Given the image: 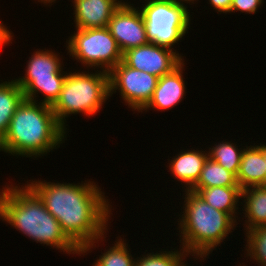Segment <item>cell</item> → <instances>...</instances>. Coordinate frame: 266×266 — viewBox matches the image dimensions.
Instances as JSON below:
<instances>
[{"mask_svg": "<svg viewBox=\"0 0 266 266\" xmlns=\"http://www.w3.org/2000/svg\"><path fill=\"white\" fill-rule=\"evenodd\" d=\"M27 185L58 220L62 231L80 253H86L104 238L111 208L98 185L90 181L76 185L41 180H32Z\"/></svg>", "mask_w": 266, "mask_h": 266, "instance_id": "6da1fadb", "label": "cell"}, {"mask_svg": "<svg viewBox=\"0 0 266 266\" xmlns=\"http://www.w3.org/2000/svg\"><path fill=\"white\" fill-rule=\"evenodd\" d=\"M0 219L30 239L53 246L68 254H81L80 249L62 231L39 196L28 186H8L0 192Z\"/></svg>", "mask_w": 266, "mask_h": 266, "instance_id": "7a4b0ae2", "label": "cell"}, {"mask_svg": "<svg viewBox=\"0 0 266 266\" xmlns=\"http://www.w3.org/2000/svg\"><path fill=\"white\" fill-rule=\"evenodd\" d=\"M66 129L51 106L24 99L14 112L0 151L13 156H43L64 141Z\"/></svg>", "mask_w": 266, "mask_h": 266, "instance_id": "3957f363", "label": "cell"}, {"mask_svg": "<svg viewBox=\"0 0 266 266\" xmlns=\"http://www.w3.org/2000/svg\"><path fill=\"white\" fill-rule=\"evenodd\" d=\"M184 210L178 222L182 248L192 256H209L234 230L235 219L228 213L216 210L195 192L185 191ZM195 254V255H194Z\"/></svg>", "mask_w": 266, "mask_h": 266, "instance_id": "277c9868", "label": "cell"}, {"mask_svg": "<svg viewBox=\"0 0 266 266\" xmlns=\"http://www.w3.org/2000/svg\"><path fill=\"white\" fill-rule=\"evenodd\" d=\"M97 71L99 73H66L60 95L51 106L57 121L65 129L66 117L70 114L95 115L109 98V73Z\"/></svg>", "mask_w": 266, "mask_h": 266, "instance_id": "5b68a950", "label": "cell"}, {"mask_svg": "<svg viewBox=\"0 0 266 266\" xmlns=\"http://www.w3.org/2000/svg\"><path fill=\"white\" fill-rule=\"evenodd\" d=\"M187 6L171 0H148L140 8L150 43L169 48L188 31L190 14ZM142 9V10H141Z\"/></svg>", "mask_w": 266, "mask_h": 266, "instance_id": "8992f818", "label": "cell"}, {"mask_svg": "<svg viewBox=\"0 0 266 266\" xmlns=\"http://www.w3.org/2000/svg\"><path fill=\"white\" fill-rule=\"evenodd\" d=\"M61 60L55 52L50 50L36 51L27 63L26 74L16 79L26 100L37 102V92L45 97L42 104L52 106L62 90L66 74L61 66Z\"/></svg>", "mask_w": 266, "mask_h": 266, "instance_id": "52a82bcc", "label": "cell"}, {"mask_svg": "<svg viewBox=\"0 0 266 266\" xmlns=\"http://www.w3.org/2000/svg\"><path fill=\"white\" fill-rule=\"evenodd\" d=\"M69 38L68 53L87 67H100L109 73L123 59V53L108 27L76 29Z\"/></svg>", "mask_w": 266, "mask_h": 266, "instance_id": "ba28073f", "label": "cell"}, {"mask_svg": "<svg viewBox=\"0 0 266 266\" xmlns=\"http://www.w3.org/2000/svg\"><path fill=\"white\" fill-rule=\"evenodd\" d=\"M157 81L158 77L131 68L121 61L109 72L110 96L118 89L129 107L143 112L153 97Z\"/></svg>", "mask_w": 266, "mask_h": 266, "instance_id": "9c48e42d", "label": "cell"}, {"mask_svg": "<svg viewBox=\"0 0 266 266\" xmlns=\"http://www.w3.org/2000/svg\"><path fill=\"white\" fill-rule=\"evenodd\" d=\"M174 51L149 42L124 52L122 61L131 68L160 78L171 73L184 61L182 56Z\"/></svg>", "mask_w": 266, "mask_h": 266, "instance_id": "30bf717a", "label": "cell"}, {"mask_svg": "<svg viewBox=\"0 0 266 266\" xmlns=\"http://www.w3.org/2000/svg\"><path fill=\"white\" fill-rule=\"evenodd\" d=\"M108 29L122 53L149 43L140 10L126 2L112 15Z\"/></svg>", "mask_w": 266, "mask_h": 266, "instance_id": "8fae6325", "label": "cell"}, {"mask_svg": "<svg viewBox=\"0 0 266 266\" xmlns=\"http://www.w3.org/2000/svg\"><path fill=\"white\" fill-rule=\"evenodd\" d=\"M73 3L76 29L108 27L112 15L124 4L122 0H74Z\"/></svg>", "mask_w": 266, "mask_h": 266, "instance_id": "7c38bea8", "label": "cell"}, {"mask_svg": "<svg viewBox=\"0 0 266 266\" xmlns=\"http://www.w3.org/2000/svg\"><path fill=\"white\" fill-rule=\"evenodd\" d=\"M184 62L176 67L171 73L158 78L152 99L143 109L168 110L176 106L185 95V83L182 75Z\"/></svg>", "mask_w": 266, "mask_h": 266, "instance_id": "4fadbf2b", "label": "cell"}, {"mask_svg": "<svg viewBox=\"0 0 266 266\" xmlns=\"http://www.w3.org/2000/svg\"><path fill=\"white\" fill-rule=\"evenodd\" d=\"M265 171L264 144L246 146L236 175L239 187L265 186Z\"/></svg>", "mask_w": 266, "mask_h": 266, "instance_id": "5bb4252c", "label": "cell"}, {"mask_svg": "<svg viewBox=\"0 0 266 266\" xmlns=\"http://www.w3.org/2000/svg\"><path fill=\"white\" fill-rule=\"evenodd\" d=\"M208 157V152L195 149L180 152L170 161L169 171L176 177L175 179L186 183V191L190 190L197 183Z\"/></svg>", "mask_w": 266, "mask_h": 266, "instance_id": "9a60e30c", "label": "cell"}, {"mask_svg": "<svg viewBox=\"0 0 266 266\" xmlns=\"http://www.w3.org/2000/svg\"><path fill=\"white\" fill-rule=\"evenodd\" d=\"M190 191L195 192L216 210L228 213L236 221L235 215L238 214L236 210L239 209L238 202L242 196V189L239 186H215L202 189H190Z\"/></svg>", "mask_w": 266, "mask_h": 266, "instance_id": "2e32d148", "label": "cell"}, {"mask_svg": "<svg viewBox=\"0 0 266 266\" xmlns=\"http://www.w3.org/2000/svg\"><path fill=\"white\" fill-rule=\"evenodd\" d=\"M241 198H246L244 199L245 207H243L247 218L244 230L266 225V186H253L243 189Z\"/></svg>", "mask_w": 266, "mask_h": 266, "instance_id": "e0dca14e", "label": "cell"}, {"mask_svg": "<svg viewBox=\"0 0 266 266\" xmlns=\"http://www.w3.org/2000/svg\"><path fill=\"white\" fill-rule=\"evenodd\" d=\"M24 99V93L15 80L0 83V141L8 131L14 112Z\"/></svg>", "mask_w": 266, "mask_h": 266, "instance_id": "ac0fdd59", "label": "cell"}, {"mask_svg": "<svg viewBox=\"0 0 266 266\" xmlns=\"http://www.w3.org/2000/svg\"><path fill=\"white\" fill-rule=\"evenodd\" d=\"M239 186L236 175L208 157L197 183L191 189Z\"/></svg>", "mask_w": 266, "mask_h": 266, "instance_id": "d6986e66", "label": "cell"}, {"mask_svg": "<svg viewBox=\"0 0 266 266\" xmlns=\"http://www.w3.org/2000/svg\"><path fill=\"white\" fill-rule=\"evenodd\" d=\"M244 149L240 150L231 142L222 141L220 144H215V147L209 148V158L216 161L218 164L223 166L226 170L237 175L242 154Z\"/></svg>", "mask_w": 266, "mask_h": 266, "instance_id": "ffe728a7", "label": "cell"}, {"mask_svg": "<svg viewBox=\"0 0 266 266\" xmlns=\"http://www.w3.org/2000/svg\"><path fill=\"white\" fill-rule=\"evenodd\" d=\"M114 246L107 249L94 263L96 266H135L136 258L128 251V244L122 239L115 241Z\"/></svg>", "mask_w": 266, "mask_h": 266, "instance_id": "44dd1931", "label": "cell"}, {"mask_svg": "<svg viewBox=\"0 0 266 266\" xmlns=\"http://www.w3.org/2000/svg\"><path fill=\"white\" fill-rule=\"evenodd\" d=\"M247 254L254 261L266 266V225L246 230Z\"/></svg>", "mask_w": 266, "mask_h": 266, "instance_id": "7402d4cb", "label": "cell"}, {"mask_svg": "<svg viewBox=\"0 0 266 266\" xmlns=\"http://www.w3.org/2000/svg\"><path fill=\"white\" fill-rule=\"evenodd\" d=\"M181 250L156 252L155 254L152 252L137 257L135 266H187L183 262V258H186L189 254L183 248Z\"/></svg>", "mask_w": 266, "mask_h": 266, "instance_id": "603a6c76", "label": "cell"}, {"mask_svg": "<svg viewBox=\"0 0 266 266\" xmlns=\"http://www.w3.org/2000/svg\"><path fill=\"white\" fill-rule=\"evenodd\" d=\"M263 0H232L230 12L241 11L253 14L262 5Z\"/></svg>", "mask_w": 266, "mask_h": 266, "instance_id": "cb8c5ba5", "label": "cell"}, {"mask_svg": "<svg viewBox=\"0 0 266 266\" xmlns=\"http://www.w3.org/2000/svg\"><path fill=\"white\" fill-rule=\"evenodd\" d=\"M209 3L217 12L229 13L232 0H209Z\"/></svg>", "mask_w": 266, "mask_h": 266, "instance_id": "d4e9b609", "label": "cell"}, {"mask_svg": "<svg viewBox=\"0 0 266 266\" xmlns=\"http://www.w3.org/2000/svg\"><path fill=\"white\" fill-rule=\"evenodd\" d=\"M12 33L11 31L7 30L6 26L0 22V46L7 45L12 40Z\"/></svg>", "mask_w": 266, "mask_h": 266, "instance_id": "484cf974", "label": "cell"}, {"mask_svg": "<svg viewBox=\"0 0 266 266\" xmlns=\"http://www.w3.org/2000/svg\"><path fill=\"white\" fill-rule=\"evenodd\" d=\"M171 1H173V2H175V3L183 4V5H185L184 2H186V1H187L186 3H189V4H190L191 1H192L191 3L194 2V0H171ZM195 1H196V0H195Z\"/></svg>", "mask_w": 266, "mask_h": 266, "instance_id": "4316f807", "label": "cell"}, {"mask_svg": "<svg viewBox=\"0 0 266 266\" xmlns=\"http://www.w3.org/2000/svg\"><path fill=\"white\" fill-rule=\"evenodd\" d=\"M264 161H265V170H266V145H264ZM265 186H266V171H265Z\"/></svg>", "mask_w": 266, "mask_h": 266, "instance_id": "83f0119b", "label": "cell"}, {"mask_svg": "<svg viewBox=\"0 0 266 266\" xmlns=\"http://www.w3.org/2000/svg\"><path fill=\"white\" fill-rule=\"evenodd\" d=\"M40 1L43 2L44 5H45V4H48V3L55 2L56 0H40ZM40 1L38 0V2H40Z\"/></svg>", "mask_w": 266, "mask_h": 266, "instance_id": "f1b7e54d", "label": "cell"}]
</instances>
